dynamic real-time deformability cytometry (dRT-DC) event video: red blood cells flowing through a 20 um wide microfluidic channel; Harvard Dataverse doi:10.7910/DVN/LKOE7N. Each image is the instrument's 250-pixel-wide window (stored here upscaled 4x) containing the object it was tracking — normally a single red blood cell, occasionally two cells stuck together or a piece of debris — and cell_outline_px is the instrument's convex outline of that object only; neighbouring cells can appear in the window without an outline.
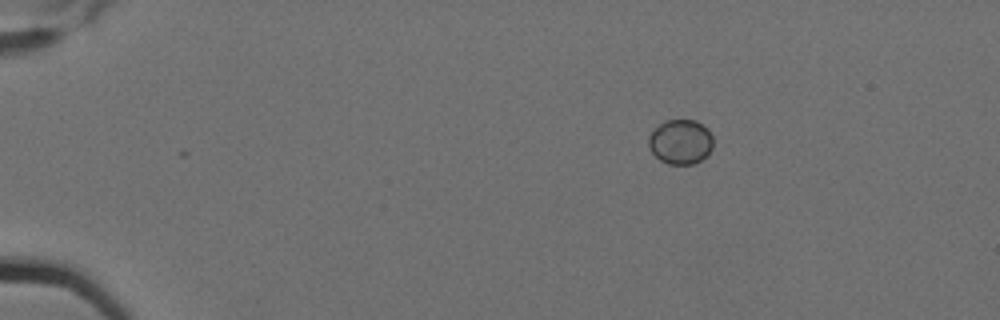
{"species": "Egyptian fruit bat (a non-hibernating species)", "species_latin": "Rousettus aegyptiacus", "temperature_condition": "cold", "stored_images_in_passage": 9, "camera_frame_rate_fps": 3000, "um_per_image_px": 0.085, "animal": {"sex": "female"}, "frame": {"image": 1, "passage_image": 1, "time_ms": 0.0, "image_size_px": [1000, 320], "cell_outline_px": [[712, 148], [708, 156], [692, 164], [668, 164], [660, 160], [652, 152], [648, 144], [648, 136], [664, 120], [696, 120], [708, 128], [712, 136]], "centroid_in_image_um": [57.86, 12.05], "position_along_channel_um": 27.1, "area_um2": 16.88}}
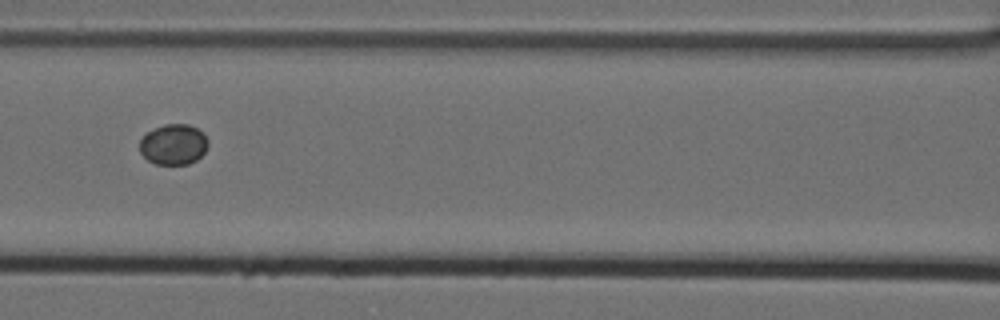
{"frame": {"image": 2, "passage_image": 6, "time_ms": 1.667, "image_size_px": [1000, 320], "cell_outline_px": [[208, 148], [196, 160], [188, 164], [156, 164], [148, 160], [140, 152], [140, 140], [148, 132], [164, 124], [188, 124], [204, 132], [208, 140]], "centroid_in_image_um": [14.78, 12.27], "position_along_channel_um": 151.8, "area_um2": 16.13}}
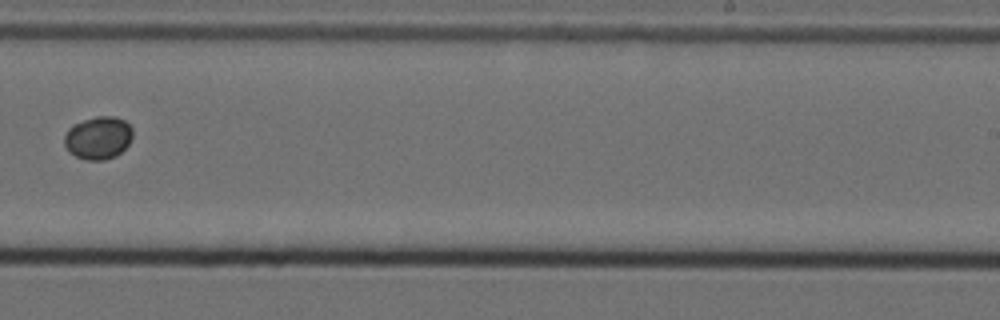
{"frame": {"image": 3, "passage_image": 9, "time_ms": 2.667, "image_size_px": [1000, 320], "cell_outline_px": [[132, 136], [128, 144], [116, 156], [104, 160], [84, 160], [68, 152], [64, 144], [64, 136], [68, 128], [72, 124], [96, 116], [112, 116], [124, 120], [132, 128]], "centroid_in_image_um": [8.32, 11.72], "position_along_channel_um": 280.7, "area_um2": 17.11}}